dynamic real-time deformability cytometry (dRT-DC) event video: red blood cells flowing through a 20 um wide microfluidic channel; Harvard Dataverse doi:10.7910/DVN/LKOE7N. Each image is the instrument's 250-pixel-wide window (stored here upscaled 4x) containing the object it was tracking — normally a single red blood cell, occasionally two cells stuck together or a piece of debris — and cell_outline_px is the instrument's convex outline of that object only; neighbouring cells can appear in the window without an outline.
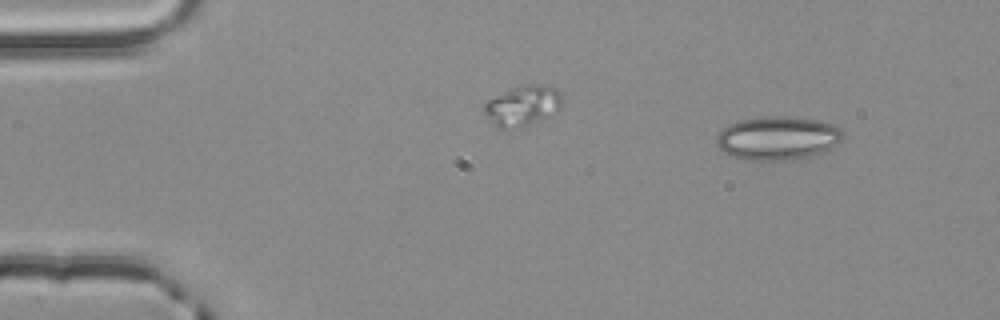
{"species": "common noctule bat (a hibernating species)", "species_latin": "Nyctalus noctula", "temperature_condition": "room temperature", "stored_images_in_passage": 3, "camera_frame_rate_fps": 3000, "um_per_image_px": 0.085, "animal": {"sex": "male", "body_mass_g": 20.4}, "frame": {"image": 1, "passage_image": 1, "time_ms": 0.0, "image_size_px": [1000, 320], "cell_outline_px": [[844, 140], [820, 152], [788, 160], [744, 160], [732, 156], [724, 152], [716, 144], [716, 136], [728, 124], [740, 120], [772, 116], [784, 116], [820, 120], [832, 124], [840, 128], [844, 132]], "centroid_in_image_um": [66.09, 11.73], "position_along_channel_um": 18.9, "area_um2": 31.91}}